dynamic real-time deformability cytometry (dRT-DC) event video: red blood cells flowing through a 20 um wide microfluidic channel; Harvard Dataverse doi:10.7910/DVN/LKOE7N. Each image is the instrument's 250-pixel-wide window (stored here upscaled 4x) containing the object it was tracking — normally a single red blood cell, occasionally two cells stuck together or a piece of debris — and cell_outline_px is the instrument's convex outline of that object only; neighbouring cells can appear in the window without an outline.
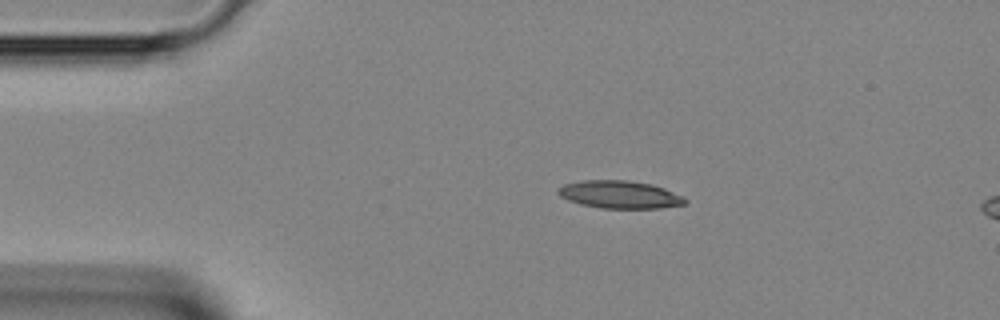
{"species": "Egyptian fruit bat (a non-hibernating species)", "species_latin": "Rousettus aegyptiacus", "temperature_condition": "room temperature", "stored_images_in_passage": 12, "camera_frame_rate_fps": 3000, "um_per_image_px": 0.085, "animal": {"sex": "female"}, "frame": {"image": 1, "passage_image": 7, "time_ms": 2.0, "image_size_px": [1000, 320], "cell_outline_px": [[688, 200], [684, 204], [660, 208], [600, 208], [580, 204], [568, 200], [560, 196], [556, 192], [556, 188], [564, 184], [580, 180], [628, 180], [652, 184], [664, 188], [684, 196]], "centroid_in_image_um": [52.65, 16.53], "position_along_channel_um": 32.3, "area_um2": 20.69}}